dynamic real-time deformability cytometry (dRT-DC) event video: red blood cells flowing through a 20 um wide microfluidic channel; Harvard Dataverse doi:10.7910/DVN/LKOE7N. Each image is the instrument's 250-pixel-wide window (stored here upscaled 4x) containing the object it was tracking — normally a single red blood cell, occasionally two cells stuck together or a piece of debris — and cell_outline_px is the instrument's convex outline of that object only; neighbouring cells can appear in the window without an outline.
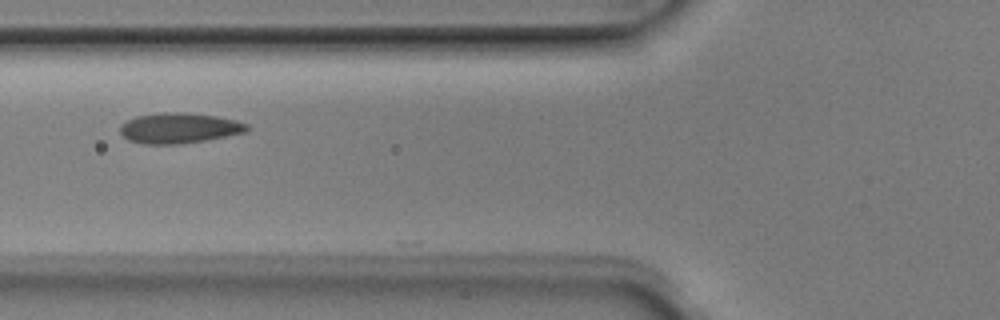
{"species": "Egyptian fruit bat (a non-hibernating species)", "species_latin": "Rousettus aegyptiacus", "temperature_condition": "room temperature", "stored_images_in_passage": 3, "camera_frame_rate_fps": 3000, "um_per_image_px": 0.085, "animal": {"sex": "male"}, "frame": {"image": 1, "passage_image": 2, "time_ms": 0.333, "image_size_px": [1000, 320], "cell_outline_px": [[248, 132], [204, 140], [180, 144], [144, 144], [128, 140], [120, 132], [120, 124], [136, 116], [164, 112], [184, 112], [216, 116], [236, 120], [248, 124]], "centroid_in_image_um": [15.23, 10.88], "position_along_channel_um": 110.6, "area_um2": 22.48}}
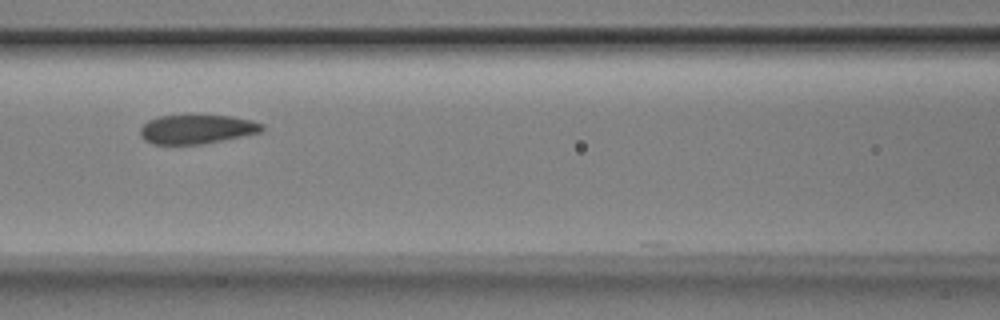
{"frame": {"image": 2, "passage_image": 3, "time_ms": 0.667, "image_size_px": [1000, 320], "cell_outline_px": [[264, 128], [260, 132], [204, 144], [152, 144], [144, 140], [140, 136], [140, 128], [148, 120], [160, 116], [232, 116], [252, 120], [264, 124]], "centroid_in_image_um": [16.72, 10.99], "position_along_channel_um": 149.9, "area_um2": 20.52}}